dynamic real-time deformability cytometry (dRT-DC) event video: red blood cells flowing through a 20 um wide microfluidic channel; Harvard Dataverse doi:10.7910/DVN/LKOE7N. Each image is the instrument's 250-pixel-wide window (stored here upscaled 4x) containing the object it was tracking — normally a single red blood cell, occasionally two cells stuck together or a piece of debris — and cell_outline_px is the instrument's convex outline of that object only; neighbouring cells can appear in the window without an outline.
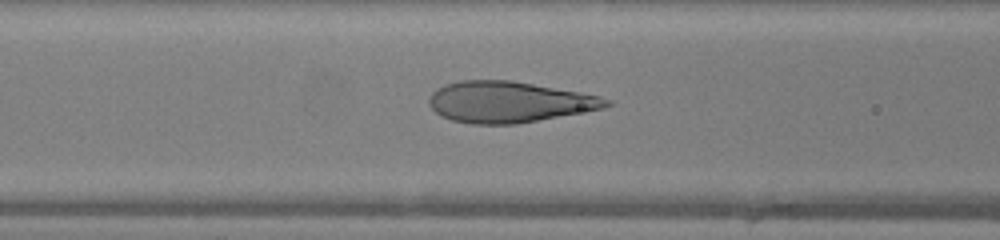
{"species": "human", "species_latin": "Homo sapiens", "temperature_condition": "warm", "stored_images_in_passage": 31, "camera_frame_rate_fps": 3000, "um_per_image_px": 0.085, "donor": {"sex": "female"}, "frame": {"image": 1, "passage_image": 10, "time_ms": 3.0, "image_size_px": [1000, 240], "cell_outline_px": [[612, 104], [600, 108], [516, 124], [472, 124], [452, 120], [440, 116], [428, 104], [428, 100], [432, 92], [436, 88], [444, 84], [464, 80], [512, 80], [600, 96], [608, 100]], "centroid_in_image_um": [43.16, 8.66], "position_along_channel_um": 123.4, "area_um2": 41.91}}
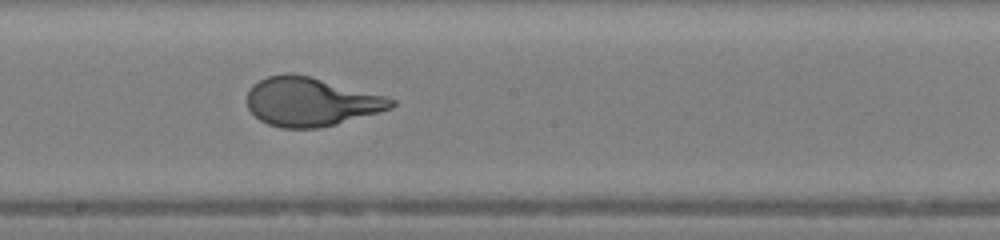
{"frame": {"image": 2, "passage_image": 17, "time_ms": 5.333, "image_size_px": [1000, 240], "cell_outline_px": [[396, 104], [392, 108], [336, 124], [320, 128], [280, 128], [268, 124], [260, 120], [248, 108], [248, 92], [252, 84], [268, 76], [288, 72], [308, 76], [384, 96], [396, 100]], "centroid_in_image_um": [26.39, 8.66], "position_along_channel_um": 221.8, "area_um2": 40.52}}
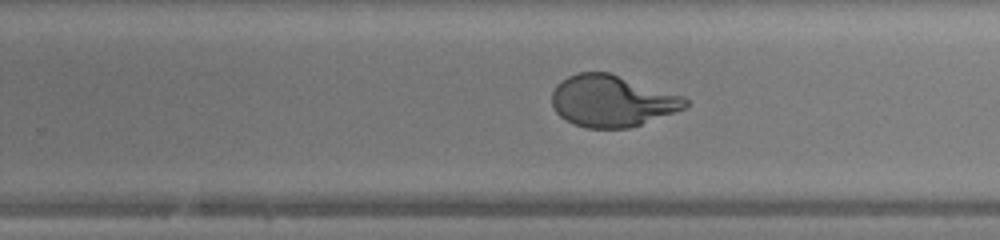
{"frame": {"image": 3, "passage_image": 21, "time_ms": 6.667, "image_size_px": [1000, 240], "cell_outline_px": [[688, 104], [684, 108], [640, 124], [628, 128], [584, 128], [572, 124], [560, 116], [556, 112], [552, 104], [552, 92], [556, 84], [560, 80], [568, 76], [580, 72], [608, 72], [684, 96], [688, 100]], "centroid_in_image_um": [51.97, 8.58], "position_along_channel_um": 277.8, "area_um2": 39.94}}